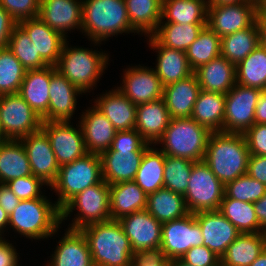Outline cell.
Masks as SVG:
<instances>
[{
    "instance_id": "obj_1",
    "label": "cell",
    "mask_w": 266,
    "mask_h": 266,
    "mask_svg": "<svg viewBox=\"0 0 266 266\" xmlns=\"http://www.w3.org/2000/svg\"><path fill=\"white\" fill-rule=\"evenodd\" d=\"M249 155L243 134L211 132L203 162L225 185L247 174Z\"/></svg>"
},
{
    "instance_id": "obj_2",
    "label": "cell",
    "mask_w": 266,
    "mask_h": 266,
    "mask_svg": "<svg viewBox=\"0 0 266 266\" xmlns=\"http://www.w3.org/2000/svg\"><path fill=\"white\" fill-rule=\"evenodd\" d=\"M94 266H131L134 254L118 220L90 224L81 229Z\"/></svg>"
},
{
    "instance_id": "obj_3",
    "label": "cell",
    "mask_w": 266,
    "mask_h": 266,
    "mask_svg": "<svg viewBox=\"0 0 266 266\" xmlns=\"http://www.w3.org/2000/svg\"><path fill=\"white\" fill-rule=\"evenodd\" d=\"M82 33L93 44L122 33H136L131 27L125 0H82Z\"/></svg>"
},
{
    "instance_id": "obj_4",
    "label": "cell",
    "mask_w": 266,
    "mask_h": 266,
    "mask_svg": "<svg viewBox=\"0 0 266 266\" xmlns=\"http://www.w3.org/2000/svg\"><path fill=\"white\" fill-rule=\"evenodd\" d=\"M61 224V209L46 196L21 200L9 215V225L20 235L32 239H44L56 234Z\"/></svg>"
},
{
    "instance_id": "obj_5",
    "label": "cell",
    "mask_w": 266,
    "mask_h": 266,
    "mask_svg": "<svg viewBox=\"0 0 266 266\" xmlns=\"http://www.w3.org/2000/svg\"><path fill=\"white\" fill-rule=\"evenodd\" d=\"M210 131L190 118L170 120L162 137L156 142L162 144L160 150L173 157L186 158L193 162L204 159ZM164 145V146H163Z\"/></svg>"
},
{
    "instance_id": "obj_6",
    "label": "cell",
    "mask_w": 266,
    "mask_h": 266,
    "mask_svg": "<svg viewBox=\"0 0 266 266\" xmlns=\"http://www.w3.org/2000/svg\"><path fill=\"white\" fill-rule=\"evenodd\" d=\"M65 41L56 70L74 84L82 93H90L108 65V55L92 49L69 47Z\"/></svg>"
},
{
    "instance_id": "obj_7",
    "label": "cell",
    "mask_w": 266,
    "mask_h": 266,
    "mask_svg": "<svg viewBox=\"0 0 266 266\" xmlns=\"http://www.w3.org/2000/svg\"><path fill=\"white\" fill-rule=\"evenodd\" d=\"M103 180L101 159L98 154L84 157L60 166L56 181L50 186L58 194L55 204L61 209L71 198Z\"/></svg>"
},
{
    "instance_id": "obj_8",
    "label": "cell",
    "mask_w": 266,
    "mask_h": 266,
    "mask_svg": "<svg viewBox=\"0 0 266 266\" xmlns=\"http://www.w3.org/2000/svg\"><path fill=\"white\" fill-rule=\"evenodd\" d=\"M79 210L72 220L69 229L81 230L94 224L109 221L110 215V187L102 180L82 192L76 194L61 208V223L70 217L73 210Z\"/></svg>"
},
{
    "instance_id": "obj_9",
    "label": "cell",
    "mask_w": 266,
    "mask_h": 266,
    "mask_svg": "<svg viewBox=\"0 0 266 266\" xmlns=\"http://www.w3.org/2000/svg\"><path fill=\"white\" fill-rule=\"evenodd\" d=\"M225 185L203 162H196L183 195L190 213L218 210L224 198Z\"/></svg>"
},
{
    "instance_id": "obj_10",
    "label": "cell",
    "mask_w": 266,
    "mask_h": 266,
    "mask_svg": "<svg viewBox=\"0 0 266 266\" xmlns=\"http://www.w3.org/2000/svg\"><path fill=\"white\" fill-rule=\"evenodd\" d=\"M42 118L18 94L0 95V126L7 140H20L42 128Z\"/></svg>"
},
{
    "instance_id": "obj_11",
    "label": "cell",
    "mask_w": 266,
    "mask_h": 266,
    "mask_svg": "<svg viewBox=\"0 0 266 266\" xmlns=\"http://www.w3.org/2000/svg\"><path fill=\"white\" fill-rule=\"evenodd\" d=\"M261 90L238 83L225 94L223 132L244 134L255 124V109Z\"/></svg>"
},
{
    "instance_id": "obj_12",
    "label": "cell",
    "mask_w": 266,
    "mask_h": 266,
    "mask_svg": "<svg viewBox=\"0 0 266 266\" xmlns=\"http://www.w3.org/2000/svg\"><path fill=\"white\" fill-rule=\"evenodd\" d=\"M203 234L195 214L162 223L160 247L169 259H181L192 247L203 245Z\"/></svg>"
},
{
    "instance_id": "obj_13",
    "label": "cell",
    "mask_w": 266,
    "mask_h": 266,
    "mask_svg": "<svg viewBox=\"0 0 266 266\" xmlns=\"http://www.w3.org/2000/svg\"><path fill=\"white\" fill-rule=\"evenodd\" d=\"M71 121H43L42 130L48 136L59 166L84 157L88 152L81 125L75 128Z\"/></svg>"
},
{
    "instance_id": "obj_14",
    "label": "cell",
    "mask_w": 266,
    "mask_h": 266,
    "mask_svg": "<svg viewBox=\"0 0 266 266\" xmlns=\"http://www.w3.org/2000/svg\"><path fill=\"white\" fill-rule=\"evenodd\" d=\"M256 14L254 3L208 5L207 26L221 38L250 27Z\"/></svg>"
},
{
    "instance_id": "obj_15",
    "label": "cell",
    "mask_w": 266,
    "mask_h": 266,
    "mask_svg": "<svg viewBox=\"0 0 266 266\" xmlns=\"http://www.w3.org/2000/svg\"><path fill=\"white\" fill-rule=\"evenodd\" d=\"M129 238L133 254L158 248L162 240V223L146 209L121 217L119 220Z\"/></svg>"
},
{
    "instance_id": "obj_16",
    "label": "cell",
    "mask_w": 266,
    "mask_h": 266,
    "mask_svg": "<svg viewBox=\"0 0 266 266\" xmlns=\"http://www.w3.org/2000/svg\"><path fill=\"white\" fill-rule=\"evenodd\" d=\"M20 141L27 152L32 174L51 186L57 179L60 166L46 133L41 129Z\"/></svg>"
},
{
    "instance_id": "obj_17",
    "label": "cell",
    "mask_w": 266,
    "mask_h": 266,
    "mask_svg": "<svg viewBox=\"0 0 266 266\" xmlns=\"http://www.w3.org/2000/svg\"><path fill=\"white\" fill-rule=\"evenodd\" d=\"M121 87H117L133 104L152 102L163 98L164 86L154 68L146 66L125 69Z\"/></svg>"
},
{
    "instance_id": "obj_18",
    "label": "cell",
    "mask_w": 266,
    "mask_h": 266,
    "mask_svg": "<svg viewBox=\"0 0 266 266\" xmlns=\"http://www.w3.org/2000/svg\"><path fill=\"white\" fill-rule=\"evenodd\" d=\"M203 234V245L222 257L241 232L218 210L195 213Z\"/></svg>"
},
{
    "instance_id": "obj_19",
    "label": "cell",
    "mask_w": 266,
    "mask_h": 266,
    "mask_svg": "<svg viewBox=\"0 0 266 266\" xmlns=\"http://www.w3.org/2000/svg\"><path fill=\"white\" fill-rule=\"evenodd\" d=\"M82 92L51 65L48 112L43 121H70L75 112L77 96Z\"/></svg>"
},
{
    "instance_id": "obj_20",
    "label": "cell",
    "mask_w": 266,
    "mask_h": 266,
    "mask_svg": "<svg viewBox=\"0 0 266 266\" xmlns=\"http://www.w3.org/2000/svg\"><path fill=\"white\" fill-rule=\"evenodd\" d=\"M146 149H119L111 148L102 152V178L108 184L134 181Z\"/></svg>"
},
{
    "instance_id": "obj_21",
    "label": "cell",
    "mask_w": 266,
    "mask_h": 266,
    "mask_svg": "<svg viewBox=\"0 0 266 266\" xmlns=\"http://www.w3.org/2000/svg\"><path fill=\"white\" fill-rule=\"evenodd\" d=\"M82 0H40L38 17L65 38L67 31L82 29Z\"/></svg>"
},
{
    "instance_id": "obj_22",
    "label": "cell",
    "mask_w": 266,
    "mask_h": 266,
    "mask_svg": "<svg viewBox=\"0 0 266 266\" xmlns=\"http://www.w3.org/2000/svg\"><path fill=\"white\" fill-rule=\"evenodd\" d=\"M82 113L79 124L87 152L100 155L109 150L117 133L113 124L95 106Z\"/></svg>"
},
{
    "instance_id": "obj_23",
    "label": "cell",
    "mask_w": 266,
    "mask_h": 266,
    "mask_svg": "<svg viewBox=\"0 0 266 266\" xmlns=\"http://www.w3.org/2000/svg\"><path fill=\"white\" fill-rule=\"evenodd\" d=\"M18 24L29 35L40 57L48 65L55 66L60 59L62 47L67 39L60 32L50 28L39 17L24 19Z\"/></svg>"
},
{
    "instance_id": "obj_24",
    "label": "cell",
    "mask_w": 266,
    "mask_h": 266,
    "mask_svg": "<svg viewBox=\"0 0 266 266\" xmlns=\"http://www.w3.org/2000/svg\"><path fill=\"white\" fill-rule=\"evenodd\" d=\"M200 90L195 73L164 86L163 99L170 118H190Z\"/></svg>"
},
{
    "instance_id": "obj_25",
    "label": "cell",
    "mask_w": 266,
    "mask_h": 266,
    "mask_svg": "<svg viewBox=\"0 0 266 266\" xmlns=\"http://www.w3.org/2000/svg\"><path fill=\"white\" fill-rule=\"evenodd\" d=\"M170 114L163 98L138 104L135 129L149 144H156L170 123Z\"/></svg>"
},
{
    "instance_id": "obj_26",
    "label": "cell",
    "mask_w": 266,
    "mask_h": 266,
    "mask_svg": "<svg viewBox=\"0 0 266 266\" xmlns=\"http://www.w3.org/2000/svg\"><path fill=\"white\" fill-rule=\"evenodd\" d=\"M94 106L102 112L117 131L135 129L136 107L117 88L97 97Z\"/></svg>"
},
{
    "instance_id": "obj_27",
    "label": "cell",
    "mask_w": 266,
    "mask_h": 266,
    "mask_svg": "<svg viewBox=\"0 0 266 266\" xmlns=\"http://www.w3.org/2000/svg\"><path fill=\"white\" fill-rule=\"evenodd\" d=\"M148 38L149 47L158 53L154 70L163 86L178 82L194 73L187 60L186 52L162 46L152 36Z\"/></svg>"
},
{
    "instance_id": "obj_28",
    "label": "cell",
    "mask_w": 266,
    "mask_h": 266,
    "mask_svg": "<svg viewBox=\"0 0 266 266\" xmlns=\"http://www.w3.org/2000/svg\"><path fill=\"white\" fill-rule=\"evenodd\" d=\"M47 266H94L87 239L81 230L68 228Z\"/></svg>"
},
{
    "instance_id": "obj_29",
    "label": "cell",
    "mask_w": 266,
    "mask_h": 266,
    "mask_svg": "<svg viewBox=\"0 0 266 266\" xmlns=\"http://www.w3.org/2000/svg\"><path fill=\"white\" fill-rule=\"evenodd\" d=\"M200 89L226 94L236 84V65L223 56L212 59L194 71Z\"/></svg>"
},
{
    "instance_id": "obj_30",
    "label": "cell",
    "mask_w": 266,
    "mask_h": 266,
    "mask_svg": "<svg viewBox=\"0 0 266 266\" xmlns=\"http://www.w3.org/2000/svg\"><path fill=\"white\" fill-rule=\"evenodd\" d=\"M51 65L26 70L18 94L42 118L48 112Z\"/></svg>"
},
{
    "instance_id": "obj_31",
    "label": "cell",
    "mask_w": 266,
    "mask_h": 266,
    "mask_svg": "<svg viewBox=\"0 0 266 266\" xmlns=\"http://www.w3.org/2000/svg\"><path fill=\"white\" fill-rule=\"evenodd\" d=\"M110 187V215L112 220L141 211L147 207V194L134 182H119Z\"/></svg>"
},
{
    "instance_id": "obj_32",
    "label": "cell",
    "mask_w": 266,
    "mask_h": 266,
    "mask_svg": "<svg viewBox=\"0 0 266 266\" xmlns=\"http://www.w3.org/2000/svg\"><path fill=\"white\" fill-rule=\"evenodd\" d=\"M225 94L201 89L191 118L210 132H223Z\"/></svg>"
},
{
    "instance_id": "obj_33",
    "label": "cell",
    "mask_w": 266,
    "mask_h": 266,
    "mask_svg": "<svg viewBox=\"0 0 266 266\" xmlns=\"http://www.w3.org/2000/svg\"><path fill=\"white\" fill-rule=\"evenodd\" d=\"M266 249L265 233H241L220 258L224 266H250Z\"/></svg>"
},
{
    "instance_id": "obj_34",
    "label": "cell",
    "mask_w": 266,
    "mask_h": 266,
    "mask_svg": "<svg viewBox=\"0 0 266 266\" xmlns=\"http://www.w3.org/2000/svg\"><path fill=\"white\" fill-rule=\"evenodd\" d=\"M32 175L24 145L20 140H6L0 144V183Z\"/></svg>"
},
{
    "instance_id": "obj_35",
    "label": "cell",
    "mask_w": 266,
    "mask_h": 266,
    "mask_svg": "<svg viewBox=\"0 0 266 266\" xmlns=\"http://www.w3.org/2000/svg\"><path fill=\"white\" fill-rule=\"evenodd\" d=\"M207 7V0H162L160 23L207 24Z\"/></svg>"
},
{
    "instance_id": "obj_36",
    "label": "cell",
    "mask_w": 266,
    "mask_h": 266,
    "mask_svg": "<svg viewBox=\"0 0 266 266\" xmlns=\"http://www.w3.org/2000/svg\"><path fill=\"white\" fill-rule=\"evenodd\" d=\"M146 210L161 223L184 217L190 213L184 196L166 188L147 195Z\"/></svg>"
},
{
    "instance_id": "obj_37",
    "label": "cell",
    "mask_w": 266,
    "mask_h": 266,
    "mask_svg": "<svg viewBox=\"0 0 266 266\" xmlns=\"http://www.w3.org/2000/svg\"><path fill=\"white\" fill-rule=\"evenodd\" d=\"M165 154L151 145L145 150L134 182L148 195L164 188Z\"/></svg>"
},
{
    "instance_id": "obj_38",
    "label": "cell",
    "mask_w": 266,
    "mask_h": 266,
    "mask_svg": "<svg viewBox=\"0 0 266 266\" xmlns=\"http://www.w3.org/2000/svg\"><path fill=\"white\" fill-rule=\"evenodd\" d=\"M131 27L151 36L161 22L162 0H125Z\"/></svg>"
},
{
    "instance_id": "obj_39",
    "label": "cell",
    "mask_w": 266,
    "mask_h": 266,
    "mask_svg": "<svg viewBox=\"0 0 266 266\" xmlns=\"http://www.w3.org/2000/svg\"><path fill=\"white\" fill-rule=\"evenodd\" d=\"M259 46L256 23L250 27L221 37V56L237 65Z\"/></svg>"
},
{
    "instance_id": "obj_40",
    "label": "cell",
    "mask_w": 266,
    "mask_h": 266,
    "mask_svg": "<svg viewBox=\"0 0 266 266\" xmlns=\"http://www.w3.org/2000/svg\"><path fill=\"white\" fill-rule=\"evenodd\" d=\"M205 26L207 24L159 23L151 36L162 46L186 52Z\"/></svg>"
},
{
    "instance_id": "obj_41",
    "label": "cell",
    "mask_w": 266,
    "mask_h": 266,
    "mask_svg": "<svg viewBox=\"0 0 266 266\" xmlns=\"http://www.w3.org/2000/svg\"><path fill=\"white\" fill-rule=\"evenodd\" d=\"M236 83L266 90V48L259 45L236 65Z\"/></svg>"
},
{
    "instance_id": "obj_42",
    "label": "cell",
    "mask_w": 266,
    "mask_h": 266,
    "mask_svg": "<svg viewBox=\"0 0 266 266\" xmlns=\"http://www.w3.org/2000/svg\"><path fill=\"white\" fill-rule=\"evenodd\" d=\"M218 211L241 233H265L259 226L253 203L241 202L224 195Z\"/></svg>"
},
{
    "instance_id": "obj_43",
    "label": "cell",
    "mask_w": 266,
    "mask_h": 266,
    "mask_svg": "<svg viewBox=\"0 0 266 266\" xmlns=\"http://www.w3.org/2000/svg\"><path fill=\"white\" fill-rule=\"evenodd\" d=\"M221 55V38L208 26L186 50L187 60L193 71Z\"/></svg>"
},
{
    "instance_id": "obj_44",
    "label": "cell",
    "mask_w": 266,
    "mask_h": 266,
    "mask_svg": "<svg viewBox=\"0 0 266 266\" xmlns=\"http://www.w3.org/2000/svg\"><path fill=\"white\" fill-rule=\"evenodd\" d=\"M7 48L26 70L42 69L48 66L36 52L29 35L19 24L15 26L10 35Z\"/></svg>"
},
{
    "instance_id": "obj_45",
    "label": "cell",
    "mask_w": 266,
    "mask_h": 266,
    "mask_svg": "<svg viewBox=\"0 0 266 266\" xmlns=\"http://www.w3.org/2000/svg\"><path fill=\"white\" fill-rule=\"evenodd\" d=\"M25 73L26 69L7 47L0 49V95L18 93Z\"/></svg>"
},
{
    "instance_id": "obj_46",
    "label": "cell",
    "mask_w": 266,
    "mask_h": 266,
    "mask_svg": "<svg viewBox=\"0 0 266 266\" xmlns=\"http://www.w3.org/2000/svg\"><path fill=\"white\" fill-rule=\"evenodd\" d=\"M195 163L186 158L165 155L164 188L184 195Z\"/></svg>"
},
{
    "instance_id": "obj_47",
    "label": "cell",
    "mask_w": 266,
    "mask_h": 266,
    "mask_svg": "<svg viewBox=\"0 0 266 266\" xmlns=\"http://www.w3.org/2000/svg\"><path fill=\"white\" fill-rule=\"evenodd\" d=\"M266 193V185L248 174L225 184L224 195L241 202L254 203Z\"/></svg>"
},
{
    "instance_id": "obj_48",
    "label": "cell",
    "mask_w": 266,
    "mask_h": 266,
    "mask_svg": "<svg viewBox=\"0 0 266 266\" xmlns=\"http://www.w3.org/2000/svg\"><path fill=\"white\" fill-rule=\"evenodd\" d=\"M48 186L41 178L32 175L26 177L15 178L10 180L6 185L20 200H30L41 198V187Z\"/></svg>"
},
{
    "instance_id": "obj_49",
    "label": "cell",
    "mask_w": 266,
    "mask_h": 266,
    "mask_svg": "<svg viewBox=\"0 0 266 266\" xmlns=\"http://www.w3.org/2000/svg\"><path fill=\"white\" fill-rule=\"evenodd\" d=\"M0 5L17 21L36 18L40 0H0Z\"/></svg>"
},
{
    "instance_id": "obj_50",
    "label": "cell",
    "mask_w": 266,
    "mask_h": 266,
    "mask_svg": "<svg viewBox=\"0 0 266 266\" xmlns=\"http://www.w3.org/2000/svg\"><path fill=\"white\" fill-rule=\"evenodd\" d=\"M181 260L191 266H218L221 263L220 257L204 245L192 247Z\"/></svg>"
},
{
    "instance_id": "obj_51",
    "label": "cell",
    "mask_w": 266,
    "mask_h": 266,
    "mask_svg": "<svg viewBox=\"0 0 266 266\" xmlns=\"http://www.w3.org/2000/svg\"><path fill=\"white\" fill-rule=\"evenodd\" d=\"M243 135L250 155L266 156V124L255 123Z\"/></svg>"
},
{
    "instance_id": "obj_52",
    "label": "cell",
    "mask_w": 266,
    "mask_h": 266,
    "mask_svg": "<svg viewBox=\"0 0 266 266\" xmlns=\"http://www.w3.org/2000/svg\"><path fill=\"white\" fill-rule=\"evenodd\" d=\"M150 145L136 129H133L117 131L110 148L113 151H119V149H147Z\"/></svg>"
},
{
    "instance_id": "obj_53",
    "label": "cell",
    "mask_w": 266,
    "mask_h": 266,
    "mask_svg": "<svg viewBox=\"0 0 266 266\" xmlns=\"http://www.w3.org/2000/svg\"><path fill=\"white\" fill-rule=\"evenodd\" d=\"M131 266H170V260L161 247L146 249L134 255Z\"/></svg>"
},
{
    "instance_id": "obj_54",
    "label": "cell",
    "mask_w": 266,
    "mask_h": 266,
    "mask_svg": "<svg viewBox=\"0 0 266 266\" xmlns=\"http://www.w3.org/2000/svg\"><path fill=\"white\" fill-rule=\"evenodd\" d=\"M247 174L266 185V156L249 155Z\"/></svg>"
},
{
    "instance_id": "obj_55",
    "label": "cell",
    "mask_w": 266,
    "mask_h": 266,
    "mask_svg": "<svg viewBox=\"0 0 266 266\" xmlns=\"http://www.w3.org/2000/svg\"><path fill=\"white\" fill-rule=\"evenodd\" d=\"M17 21L0 5V49L8 46L10 35Z\"/></svg>"
},
{
    "instance_id": "obj_56",
    "label": "cell",
    "mask_w": 266,
    "mask_h": 266,
    "mask_svg": "<svg viewBox=\"0 0 266 266\" xmlns=\"http://www.w3.org/2000/svg\"><path fill=\"white\" fill-rule=\"evenodd\" d=\"M20 201L6 184L0 183V206L8 215L15 210Z\"/></svg>"
},
{
    "instance_id": "obj_57",
    "label": "cell",
    "mask_w": 266,
    "mask_h": 266,
    "mask_svg": "<svg viewBox=\"0 0 266 266\" xmlns=\"http://www.w3.org/2000/svg\"><path fill=\"white\" fill-rule=\"evenodd\" d=\"M17 254L14 246L7 240L0 242V266H20Z\"/></svg>"
},
{
    "instance_id": "obj_58",
    "label": "cell",
    "mask_w": 266,
    "mask_h": 266,
    "mask_svg": "<svg viewBox=\"0 0 266 266\" xmlns=\"http://www.w3.org/2000/svg\"><path fill=\"white\" fill-rule=\"evenodd\" d=\"M259 226L266 231V193L259 200L253 203Z\"/></svg>"
},
{
    "instance_id": "obj_59",
    "label": "cell",
    "mask_w": 266,
    "mask_h": 266,
    "mask_svg": "<svg viewBox=\"0 0 266 266\" xmlns=\"http://www.w3.org/2000/svg\"><path fill=\"white\" fill-rule=\"evenodd\" d=\"M255 123L266 124V90H262L255 109Z\"/></svg>"
},
{
    "instance_id": "obj_60",
    "label": "cell",
    "mask_w": 266,
    "mask_h": 266,
    "mask_svg": "<svg viewBox=\"0 0 266 266\" xmlns=\"http://www.w3.org/2000/svg\"><path fill=\"white\" fill-rule=\"evenodd\" d=\"M255 23L259 32V45L266 48V18H256Z\"/></svg>"
},
{
    "instance_id": "obj_61",
    "label": "cell",
    "mask_w": 266,
    "mask_h": 266,
    "mask_svg": "<svg viewBox=\"0 0 266 266\" xmlns=\"http://www.w3.org/2000/svg\"><path fill=\"white\" fill-rule=\"evenodd\" d=\"M236 3H251L249 0H207V5H227Z\"/></svg>"
},
{
    "instance_id": "obj_62",
    "label": "cell",
    "mask_w": 266,
    "mask_h": 266,
    "mask_svg": "<svg viewBox=\"0 0 266 266\" xmlns=\"http://www.w3.org/2000/svg\"><path fill=\"white\" fill-rule=\"evenodd\" d=\"M6 226H9V215L0 206V233L1 234L4 232L3 231L4 228L6 229Z\"/></svg>"
},
{
    "instance_id": "obj_63",
    "label": "cell",
    "mask_w": 266,
    "mask_h": 266,
    "mask_svg": "<svg viewBox=\"0 0 266 266\" xmlns=\"http://www.w3.org/2000/svg\"><path fill=\"white\" fill-rule=\"evenodd\" d=\"M256 18H266V0H262L257 5V14Z\"/></svg>"
},
{
    "instance_id": "obj_64",
    "label": "cell",
    "mask_w": 266,
    "mask_h": 266,
    "mask_svg": "<svg viewBox=\"0 0 266 266\" xmlns=\"http://www.w3.org/2000/svg\"><path fill=\"white\" fill-rule=\"evenodd\" d=\"M250 266H266V249L252 262Z\"/></svg>"
},
{
    "instance_id": "obj_65",
    "label": "cell",
    "mask_w": 266,
    "mask_h": 266,
    "mask_svg": "<svg viewBox=\"0 0 266 266\" xmlns=\"http://www.w3.org/2000/svg\"><path fill=\"white\" fill-rule=\"evenodd\" d=\"M170 266H191V265L186 264L181 259H172L170 260Z\"/></svg>"
},
{
    "instance_id": "obj_66",
    "label": "cell",
    "mask_w": 266,
    "mask_h": 266,
    "mask_svg": "<svg viewBox=\"0 0 266 266\" xmlns=\"http://www.w3.org/2000/svg\"><path fill=\"white\" fill-rule=\"evenodd\" d=\"M6 140L7 139L5 138L0 126V144L4 143Z\"/></svg>"
},
{
    "instance_id": "obj_67",
    "label": "cell",
    "mask_w": 266,
    "mask_h": 266,
    "mask_svg": "<svg viewBox=\"0 0 266 266\" xmlns=\"http://www.w3.org/2000/svg\"><path fill=\"white\" fill-rule=\"evenodd\" d=\"M249 1L257 6L262 0H249Z\"/></svg>"
},
{
    "instance_id": "obj_68",
    "label": "cell",
    "mask_w": 266,
    "mask_h": 266,
    "mask_svg": "<svg viewBox=\"0 0 266 266\" xmlns=\"http://www.w3.org/2000/svg\"><path fill=\"white\" fill-rule=\"evenodd\" d=\"M3 240V237H2V235H1V233H0V242Z\"/></svg>"
}]
</instances>
